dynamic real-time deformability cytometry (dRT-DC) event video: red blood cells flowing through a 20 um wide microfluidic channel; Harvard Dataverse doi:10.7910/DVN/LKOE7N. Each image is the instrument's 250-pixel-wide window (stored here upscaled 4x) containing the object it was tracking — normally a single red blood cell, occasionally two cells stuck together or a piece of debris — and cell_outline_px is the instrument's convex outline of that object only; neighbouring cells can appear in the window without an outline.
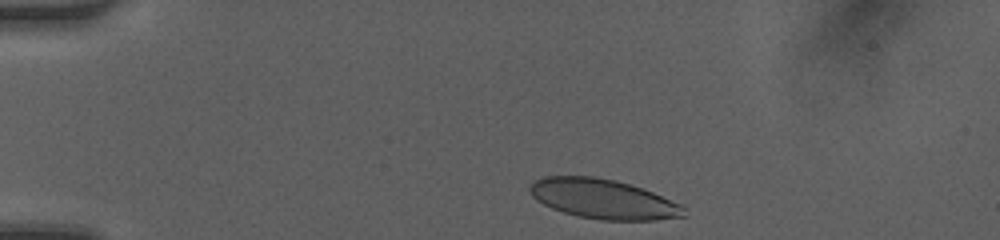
{"species": "human", "species_latin": "Homo sapiens", "temperature_condition": "room temperature", "stored_images_in_passage": 37, "camera_frame_rate_fps": 3000, "um_per_image_px": 0.085, "donor": {"sex": "female"}, "frame": {"image": 1, "passage_image": 2, "time_ms": 0.333, "image_size_px": [1000, 240], "cell_outline_px": [[688, 216], [656, 220], [600, 220], [576, 216], [552, 208], [536, 200], [532, 196], [528, 188], [536, 180], [544, 176], [596, 176], [616, 180], [652, 192], [684, 204]], "centroid_in_image_um": [51.32, 16.92], "position_along_channel_um": 33.7, "area_um2": 35.84}}
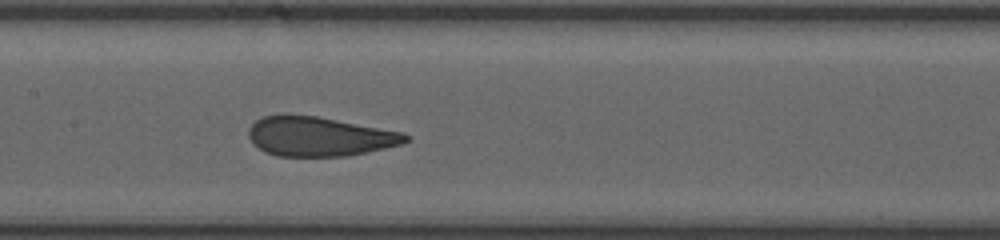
{"frame": {"image": 2, "passage_image": 17, "time_ms": 5.333, "image_size_px": [1000, 240], "cell_outline_px": [[412, 140], [400, 144], [384, 148], [348, 156], [276, 156], [264, 152], [252, 144], [248, 136], [248, 128], [256, 120], [264, 116], [288, 112], [316, 116], [404, 132], [412, 136]], "centroid_in_image_um": [27.11, 11.58], "position_along_channel_um": 180.3, "area_um2": 36.7}}
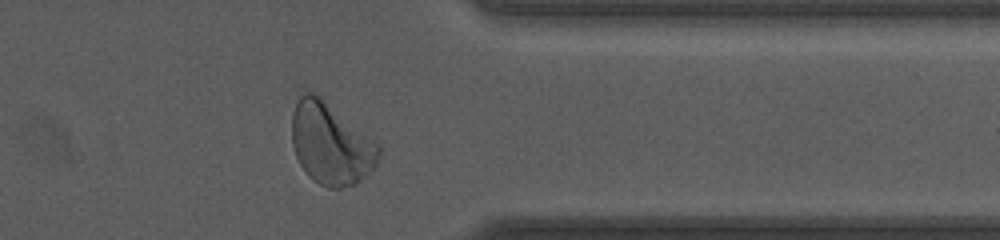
{"frame": {"image": 3, "passage_image": 32, "time_ms": 10.333, "image_size_px": [1000, 240], "cell_outline_px": [[380, 156], [376, 164], [356, 184], [340, 188], [328, 188], [312, 180], [308, 176], [300, 164], [296, 156], [292, 144], [292, 112], [300, 96], [304, 92], [312, 92], [320, 96], [380, 144]], "centroid_in_image_um": [28.11, 12.22], "position_along_channel_um": 383.3, "area_um2": 41.27}, "authors_computed_cell_mechanics": {"area_um2": 36.703, "velocity_mm_per_s": 4.1914, "shape_relaxation_time_tau1_ms": 6.889, "shape_relaxation_time_tau2_ms": 0.7857, "deformation_change_tau1": 0.2143, "deformation_change_tau2": 0.0692}}